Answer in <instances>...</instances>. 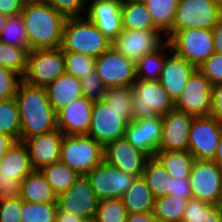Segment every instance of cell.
<instances>
[{"instance_id": "obj_1", "label": "cell", "mask_w": 222, "mask_h": 222, "mask_svg": "<svg viewBox=\"0 0 222 222\" xmlns=\"http://www.w3.org/2000/svg\"><path fill=\"white\" fill-rule=\"evenodd\" d=\"M15 100L20 116L21 142L58 129L57 114L47 98L45 87L33 86L22 80Z\"/></svg>"}, {"instance_id": "obj_2", "label": "cell", "mask_w": 222, "mask_h": 222, "mask_svg": "<svg viewBox=\"0 0 222 222\" xmlns=\"http://www.w3.org/2000/svg\"><path fill=\"white\" fill-rule=\"evenodd\" d=\"M28 37L29 50L56 49L62 44L66 17L46 1L23 6L20 13Z\"/></svg>"}, {"instance_id": "obj_3", "label": "cell", "mask_w": 222, "mask_h": 222, "mask_svg": "<svg viewBox=\"0 0 222 222\" xmlns=\"http://www.w3.org/2000/svg\"><path fill=\"white\" fill-rule=\"evenodd\" d=\"M112 43L87 17L67 18L62 35L63 52H75L97 58L108 50Z\"/></svg>"}, {"instance_id": "obj_4", "label": "cell", "mask_w": 222, "mask_h": 222, "mask_svg": "<svg viewBox=\"0 0 222 222\" xmlns=\"http://www.w3.org/2000/svg\"><path fill=\"white\" fill-rule=\"evenodd\" d=\"M131 89L133 120L155 118L175 109L174 100L159 80H136Z\"/></svg>"}, {"instance_id": "obj_5", "label": "cell", "mask_w": 222, "mask_h": 222, "mask_svg": "<svg viewBox=\"0 0 222 222\" xmlns=\"http://www.w3.org/2000/svg\"><path fill=\"white\" fill-rule=\"evenodd\" d=\"M104 147L87 135H64L60 160L86 175L104 160Z\"/></svg>"}, {"instance_id": "obj_6", "label": "cell", "mask_w": 222, "mask_h": 222, "mask_svg": "<svg viewBox=\"0 0 222 222\" xmlns=\"http://www.w3.org/2000/svg\"><path fill=\"white\" fill-rule=\"evenodd\" d=\"M167 42L177 56L183 57L196 68L215 52L212 29L178 30Z\"/></svg>"}, {"instance_id": "obj_7", "label": "cell", "mask_w": 222, "mask_h": 222, "mask_svg": "<svg viewBox=\"0 0 222 222\" xmlns=\"http://www.w3.org/2000/svg\"><path fill=\"white\" fill-rule=\"evenodd\" d=\"M222 15L216 0H179L173 22V34L182 29H213Z\"/></svg>"}, {"instance_id": "obj_8", "label": "cell", "mask_w": 222, "mask_h": 222, "mask_svg": "<svg viewBox=\"0 0 222 222\" xmlns=\"http://www.w3.org/2000/svg\"><path fill=\"white\" fill-rule=\"evenodd\" d=\"M65 73L61 48L29 51L28 66L23 80L33 86L46 87Z\"/></svg>"}, {"instance_id": "obj_9", "label": "cell", "mask_w": 222, "mask_h": 222, "mask_svg": "<svg viewBox=\"0 0 222 222\" xmlns=\"http://www.w3.org/2000/svg\"><path fill=\"white\" fill-rule=\"evenodd\" d=\"M97 76L109 87H132L137 80L136 63L113 46L95 58Z\"/></svg>"}, {"instance_id": "obj_10", "label": "cell", "mask_w": 222, "mask_h": 222, "mask_svg": "<svg viewBox=\"0 0 222 222\" xmlns=\"http://www.w3.org/2000/svg\"><path fill=\"white\" fill-rule=\"evenodd\" d=\"M221 135L222 122L210 115L193 117L189 131L188 152L195 160H212Z\"/></svg>"}, {"instance_id": "obj_11", "label": "cell", "mask_w": 222, "mask_h": 222, "mask_svg": "<svg viewBox=\"0 0 222 222\" xmlns=\"http://www.w3.org/2000/svg\"><path fill=\"white\" fill-rule=\"evenodd\" d=\"M86 176L99 201L121 198L136 178L132 174L118 170L104 160Z\"/></svg>"}, {"instance_id": "obj_12", "label": "cell", "mask_w": 222, "mask_h": 222, "mask_svg": "<svg viewBox=\"0 0 222 222\" xmlns=\"http://www.w3.org/2000/svg\"><path fill=\"white\" fill-rule=\"evenodd\" d=\"M212 84L197 69L188 79L180 96L175 100V109L194 117L210 115L212 110Z\"/></svg>"}, {"instance_id": "obj_13", "label": "cell", "mask_w": 222, "mask_h": 222, "mask_svg": "<svg viewBox=\"0 0 222 222\" xmlns=\"http://www.w3.org/2000/svg\"><path fill=\"white\" fill-rule=\"evenodd\" d=\"M189 181L193 198L218 203L222 194V169L213 160H194Z\"/></svg>"}, {"instance_id": "obj_14", "label": "cell", "mask_w": 222, "mask_h": 222, "mask_svg": "<svg viewBox=\"0 0 222 222\" xmlns=\"http://www.w3.org/2000/svg\"><path fill=\"white\" fill-rule=\"evenodd\" d=\"M119 114L104 100L93 102L91 123L87 136L93 138L103 147L124 137L127 123Z\"/></svg>"}, {"instance_id": "obj_15", "label": "cell", "mask_w": 222, "mask_h": 222, "mask_svg": "<svg viewBox=\"0 0 222 222\" xmlns=\"http://www.w3.org/2000/svg\"><path fill=\"white\" fill-rule=\"evenodd\" d=\"M57 207L61 211L84 218L96 215L99 200L94 194L86 175H79L75 183L57 195Z\"/></svg>"}, {"instance_id": "obj_16", "label": "cell", "mask_w": 222, "mask_h": 222, "mask_svg": "<svg viewBox=\"0 0 222 222\" xmlns=\"http://www.w3.org/2000/svg\"><path fill=\"white\" fill-rule=\"evenodd\" d=\"M158 30L123 29L112 46L136 63L145 54L158 49L166 40Z\"/></svg>"}, {"instance_id": "obj_17", "label": "cell", "mask_w": 222, "mask_h": 222, "mask_svg": "<svg viewBox=\"0 0 222 222\" xmlns=\"http://www.w3.org/2000/svg\"><path fill=\"white\" fill-rule=\"evenodd\" d=\"M104 161L118 170L142 176L145 164L150 156L141 149L134 147L125 137L104 146Z\"/></svg>"}, {"instance_id": "obj_18", "label": "cell", "mask_w": 222, "mask_h": 222, "mask_svg": "<svg viewBox=\"0 0 222 222\" xmlns=\"http://www.w3.org/2000/svg\"><path fill=\"white\" fill-rule=\"evenodd\" d=\"M192 115L173 109L161 116L162 137L158 150L188 151Z\"/></svg>"}, {"instance_id": "obj_19", "label": "cell", "mask_w": 222, "mask_h": 222, "mask_svg": "<svg viewBox=\"0 0 222 222\" xmlns=\"http://www.w3.org/2000/svg\"><path fill=\"white\" fill-rule=\"evenodd\" d=\"M86 16L113 43L123 30L119 0H91ZM91 3V4H90Z\"/></svg>"}, {"instance_id": "obj_20", "label": "cell", "mask_w": 222, "mask_h": 222, "mask_svg": "<svg viewBox=\"0 0 222 222\" xmlns=\"http://www.w3.org/2000/svg\"><path fill=\"white\" fill-rule=\"evenodd\" d=\"M63 137L64 134L56 129L45 134L29 137L23 141L34 170H41L60 160Z\"/></svg>"}, {"instance_id": "obj_21", "label": "cell", "mask_w": 222, "mask_h": 222, "mask_svg": "<svg viewBox=\"0 0 222 222\" xmlns=\"http://www.w3.org/2000/svg\"><path fill=\"white\" fill-rule=\"evenodd\" d=\"M124 137L150 157H154L162 137L161 116L133 120L126 125Z\"/></svg>"}, {"instance_id": "obj_22", "label": "cell", "mask_w": 222, "mask_h": 222, "mask_svg": "<svg viewBox=\"0 0 222 222\" xmlns=\"http://www.w3.org/2000/svg\"><path fill=\"white\" fill-rule=\"evenodd\" d=\"M93 102L85 97L78 98L60 109L57 114V128L64 135H87Z\"/></svg>"}, {"instance_id": "obj_23", "label": "cell", "mask_w": 222, "mask_h": 222, "mask_svg": "<svg viewBox=\"0 0 222 222\" xmlns=\"http://www.w3.org/2000/svg\"><path fill=\"white\" fill-rule=\"evenodd\" d=\"M171 54L166 56L159 81L175 102L197 68L173 51Z\"/></svg>"}, {"instance_id": "obj_24", "label": "cell", "mask_w": 222, "mask_h": 222, "mask_svg": "<svg viewBox=\"0 0 222 222\" xmlns=\"http://www.w3.org/2000/svg\"><path fill=\"white\" fill-rule=\"evenodd\" d=\"M33 170L27 147L21 141L14 142L0 158V177L22 181Z\"/></svg>"}, {"instance_id": "obj_25", "label": "cell", "mask_w": 222, "mask_h": 222, "mask_svg": "<svg viewBox=\"0 0 222 222\" xmlns=\"http://www.w3.org/2000/svg\"><path fill=\"white\" fill-rule=\"evenodd\" d=\"M45 90L47 98L56 113L70 102L83 97L80 79L67 73H63L46 86Z\"/></svg>"}, {"instance_id": "obj_26", "label": "cell", "mask_w": 222, "mask_h": 222, "mask_svg": "<svg viewBox=\"0 0 222 222\" xmlns=\"http://www.w3.org/2000/svg\"><path fill=\"white\" fill-rule=\"evenodd\" d=\"M19 197L29 203L57 201L56 193L40 170H33L21 181Z\"/></svg>"}, {"instance_id": "obj_27", "label": "cell", "mask_w": 222, "mask_h": 222, "mask_svg": "<svg viewBox=\"0 0 222 222\" xmlns=\"http://www.w3.org/2000/svg\"><path fill=\"white\" fill-rule=\"evenodd\" d=\"M127 214L153 212L154 197L145 179L136 177L129 189L121 197Z\"/></svg>"}, {"instance_id": "obj_28", "label": "cell", "mask_w": 222, "mask_h": 222, "mask_svg": "<svg viewBox=\"0 0 222 222\" xmlns=\"http://www.w3.org/2000/svg\"><path fill=\"white\" fill-rule=\"evenodd\" d=\"M179 0H145L155 28L165 34V40L173 35V22Z\"/></svg>"}, {"instance_id": "obj_29", "label": "cell", "mask_w": 222, "mask_h": 222, "mask_svg": "<svg viewBox=\"0 0 222 222\" xmlns=\"http://www.w3.org/2000/svg\"><path fill=\"white\" fill-rule=\"evenodd\" d=\"M142 177L150 188L154 199L170 194L172 177L155 157H150L147 160Z\"/></svg>"}, {"instance_id": "obj_30", "label": "cell", "mask_w": 222, "mask_h": 222, "mask_svg": "<svg viewBox=\"0 0 222 222\" xmlns=\"http://www.w3.org/2000/svg\"><path fill=\"white\" fill-rule=\"evenodd\" d=\"M169 50L171 52V47L167 40L153 52L145 54L136 62V75L137 80L141 81H155L159 80L165 59L166 54L164 55V50Z\"/></svg>"}, {"instance_id": "obj_31", "label": "cell", "mask_w": 222, "mask_h": 222, "mask_svg": "<svg viewBox=\"0 0 222 222\" xmlns=\"http://www.w3.org/2000/svg\"><path fill=\"white\" fill-rule=\"evenodd\" d=\"M154 157L162 164L168 174L176 179L189 177L195 160L188 151L158 150Z\"/></svg>"}, {"instance_id": "obj_32", "label": "cell", "mask_w": 222, "mask_h": 222, "mask_svg": "<svg viewBox=\"0 0 222 222\" xmlns=\"http://www.w3.org/2000/svg\"><path fill=\"white\" fill-rule=\"evenodd\" d=\"M122 28L131 30H157L144 2L122 3Z\"/></svg>"}, {"instance_id": "obj_33", "label": "cell", "mask_w": 222, "mask_h": 222, "mask_svg": "<svg viewBox=\"0 0 222 222\" xmlns=\"http://www.w3.org/2000/svg\"><path fill=\"white\" fill-rule=\"evenodd\" d=\"M188 200L176 195L155 199L153 215L158 222H182Z\"/></svg>"}, {"instance_id": "obj_34", "label": "cell", "mask_w": 222, "mask_h": 222, "mask_svg": "<svg viewBox=\"0 0 222 222\" xmlns=\"http://www.w3.org/2000/svg\"><path fill=\"white\" fill-rule=\"evenodd\" d=\"M40 171L56 195L67 191L80 175L61 160L42 168Z\"/></svg>"}, {"instance_id": "obj_35", "label": "cell", "mask_w": 222, "mask_h": 222, "mask_svg": "<svg viewBox=\"0 0 222 222\" xmlns=\"http://www.w3.org/2000/svg\"><path fill=\"white\" fill-rule=\"evenodd\" d=\"M182 222H222V213L217 204L190 198Z\"/></svg>"}, {"instance_id": "obj_36", "label": "cell", "mask_w": 222, "mask_h": 222, "mask_svg": "<svg viewBox=\"0 0 222 222\" xmlns=\"http://www.w3.org/2000/svg\"><path fill=\"white\" fill-rule=\"evenodd\" d=\"M130 87H109L103 100L119 112L120 117L128 124L133 121V103Z\"/></svg>"}, {"instance_id": "obj_37", "label": "cell", "mask_w": 222, "mask_h": 222, "mask_svg": "<svg viewBox=\"0 0 222 222\" xmlns=\"http://www.w3.org/2000/svg\"><path fill=\"white\" fill-rule=\"evenodd\" d=\"M20 116L15 98L0 100V133L20 141Z\"/></svg>"}, {"instance_id": "obj_38", "label": "cell", "mask_w": 222, "mask_h": 222, "mask_svg": "<svg viewBox=\"0 0 222 222\" xmlns=\"http://www.w3.org/2000/svg\"><path fill=\"white\" fill-rule=\"evenodd\" d=\"M29 51L28 47L0 42V66L14 70L23 77L27 71Z\"/></svg>"}, {"instance_id": "obj_39", "label": "cell", "mask_w": 222, "mask_h": 222, "mask_svg": "<svg viewBox=\"0 0 222 222\" xmlns=\"http://www.w3.org/2000/svg\"><path fill=\"white\" fill-rule=\"evenodd\" d=\"M57 203H29L22 200L21 222H56Z\"/></svg>"}, {"instance_id": "obj_40", "label": "cell", "mask_w": 222, "mask_h": 222, "mask_svg": "<svg viewBox=\"0 0 222 222\" xmlns=\"http://www.w3.org/2000/svg\"><path fill=\"white\" fill-rule=\"evenodd\" d=\"M0 42L18 47H28V37L22 17H9L0 33Z\"/></svg>"}, {"instance_id": "obj_41", "label": "cell", "mask_w": 222, "mask_h": 222, "mask_svg": "<svg viewBox=\"0 0 222 222\" xmlns=\"http://www.w3.org/2000/svg\"><path fill=\"white\" fill-rule=\"evenodd\" d=\"M65 73L81 79L95 69V58L86 54L64 52Z\"/></svg>"}, {"instance_id": "obj_42", "label": "cell", "mask_w": 222, "mask_h": 222, "mask_svg": "<svg viewBox=\"0 0 222 222\" xmlns=\"http://www.w3.org/2000/svg\"><path fill=\"white\" fill-rule=\"evenodd\" d=\"M127 211L121 198L99 201L95 218L98 222H125Z\"/></svg>"}, {"instance_id": "obj_43", "label": "cell", "mask_w": 222, "mask_h": 222, "mask_svg": "<svg viewBox=\"0 0 222 222\" xmlns=\"http://www.w3.org/2000/svg\"><path fill=\"white\" fill-rule=\"evenodd\" d=\"M80 83L83 97L92 102L103 100L107 87L97 76L95 69L86 77H82Z\"/></svg>"}, {"instance_id": "obj_44", "label": "cell", "mask_w": 222, "mask_h": 222, "mask_svg": "<svg viewBox=\"0 0 222 222\" xmlns=\"http://www.w3.org/2000/svg\"><path fill=\"white\" fill-rule=\"evenodd\" d=\"M23 77L14 70L0 66V100L15 98Z\"/></svg>"}, {"instance_id": "obj_45", "label": "cell", "mask_w": 222, "mask_h": 222, "mask_svg": "<svg viewBox=\"0 0 222 222\" xmlns=\"http://www.w3.org/2000/svg\"><path fill=\"white\" fill-rule=\"evenodd\" d=\"M56 11L66 18L81 17V13L86 14L87 0H45Z\"/></svg>"}, {"instance_id": "obj_46", "label": "cell", "mask_w": 222, "mask_h": 222, "mask_svg": "<svg viewBox=\"0 0 222 222\" xmlns=\"http://www.w3.org/2000/svg\"><path fill=\"white\" fill-rule=\"evenodd\" d=\"M197 69L212 85L222 82V54L214 52Z\"/></svg>"}, {"instance_id": "obj_47", "label": "cell", "mask_w": 222, "mask_h": 222, "mask_svg": "<svg viewBox=\"0 0 222 222\" xmlns=\"http://www.w3.org/2000/svg\"><path fill=\"white\" fill-rule=\"evenodd\" d=\"M22 199L17 197L0 200V222H21Z\"/></svg>"}, {"instance_id": "obj_48", "label": "cell", "mask_w": 222, "mask_h": 222, "mask_svg": "<svg viewBox=\"0 0 222 222\" xmlns=\"http://www.w3.org/2000/svg\"><path fill=\"white\" fill-rule=\"evenodd\" d=\"M20 179L0 177V200L19 196Z\"/></svg>"}, {"instance_id": "obj_49", "label": "cell", "mask_w": 222, "mask_h": 222, "mask_svg": "<svg viewBox=\"0 0 222 222\" xmlns=\"http://www.w3.org/2000/svg\"><path fill=\"white\" fill-rule=\"evenodd\" d=\"M170 194L185 198L187 200L193 198L189 177L180 179L172 177Z\"/></svg>"}, {"instance_id": "obj_50", "label": "cell", "mask_w": 222, "mask_h": 222, "mask_svg": "<svg viewBox=\"0 0 222 222\" xmlns=\"http://www.w3.org/2000/svg\"><path fill=\"white\" fill-rule=\"evenodd\" d=\"M212 110L210 116L222 122V82L212 85Z\"/></svg>"}, {"instance_id": "obj_51", "label": "cell", "mask_w": 222, "mask_h": 222, "mask_svg": "<svg viewBox=\"0 0 222 222\" xmlns=\"http://www.w3.org/2000/svg\"><path fill=\"white\" fill-rule=\"evenodd\" d=\"M23 9L19 0H0V13L6 17L19 16Z\"/></svg>"}, {"instance_id": "obj_52", "label": "cell", "mask_w": 222, "mask_h": 222, "mask_svg": "<svg viewBox=\"0 0 222 222\" xmlns=\"http://www.w3.org/2000/svg\"><path fill=\"white\" fill-rule=\"evenodd\" d=\"M215 53L222 54V15L212 29Z\"/></svg>"}, {"instance_id": "obj_53", "label": "cell", "mask_w": 222, "mask_h": 222, "mask_svg": "<svg viewBox=\"0 0 222 222\" xmlns=\"http://www.w3.org/2000/svg\"><path fill=\"white\" fill-rule=\"evenodd\" d=\"M125 222H158L153 212L128 214Z\"/></svg>"}, {"instance_id": "obj_54", "label": "cell", "mask_w": 222, "mask_h": 222, "mask_svg": "<svg viewBox=\"0 0 222 222\" xmlns=\"http://www.w3.org/2000/svg\"><path fill=\"white\" fill-rule=\"evenodd\" d=\"M82 218L78 216H74L68 212L57 210L56 222H76L81 221Z\"/></svg>"}, {"instance_id": "obj_55", "label": "cell", "mask_w": 222, "mask_h": 222, "mask_svg": "<svg viewBox=\"0 0 222 222\" xmlns=\"http://www.w3.org/2000/svg\"><path fill=\"white\" fill-rule=\"evenodd\" d=\"M15 141L7 135L0 133V158L12 146Z\"/></svg>"}, {"instance_id": "obj_56", "label": "cell", "mask_w": 222, "mask_h": 222, "mask_svg": "<svg viewBox=\"0 0 222 222\" xmlns=\"http://www.w3.org/2000/svg\"><path fill=\"white\" fill-rule=\"evenodd\" d=\"M212 160L222 169V135L220 137L215 156Z\"/></svg>"}, {"instance_id": "obj_57", "label": "cell", "mask_w": 222, "mask_h": 222, "mask_svg": "<svg viewBox=\"0 0 222 222\" xmlns=\"http://www.w3.org/2000/svg\"><path fill=\"white\" fill-rule=\"evenodd\" d=\"M22 6L45 2V0H19Z\"/></svg>"}, {"instance_id": "obj_58", "label": "cell", "mask_w": 222, "mask_h": 222, "mask_svg": "<svg viewBox=\"0 0 222 222\" xmlns=\"http://www.w3.org/2000/svg\"><path fill=\"white\" fill-rule=\"evenodd\" d=\"M8 17L0 13V33L2 28L5 26Z\"/></svg>"}, {"instance_id": "obj_59", "label": "cell", "mask_w": 222, "mask_h": 222, "mask_svg": "<svg viewBox=\"0 0 222 222\" xmlns=\"http://www.w3.org/2000/svg\"><path fill=\"white\" fill-rule=\"evenodd\" d=\"M76 222H98L95 216L89 217V218H84L81 221H76Z\"/></svg>"}, {"instance_id": "obj_60", "label": "cell", "mask_w": 222, "mask_h": 222, "mask_svg": "<svg viewBox=\"0 0 222 222\" xmlns=\"http://www.w3.org/2000/svg\"><path fill=\"white\" fill-rule=\"evenodd\" d=\"M121 3L144 2L145 0H119Z\"/></svg>"}, {"instance_id": "obj_61", "label": "cell", "mask_w": 222, "mask_h": 222, "mask_svg": "<svg viewBox=\"0 0 222 222\" xmlns=\"http://www.w3.org/2000/svg\"><path fill=\"white\" fill-rule=\"evenodd\" d=\"M217 206L220 208V211L222 213V194H221L220 199H219V201L217 203Z\"/></svg>"}]
</instances>
